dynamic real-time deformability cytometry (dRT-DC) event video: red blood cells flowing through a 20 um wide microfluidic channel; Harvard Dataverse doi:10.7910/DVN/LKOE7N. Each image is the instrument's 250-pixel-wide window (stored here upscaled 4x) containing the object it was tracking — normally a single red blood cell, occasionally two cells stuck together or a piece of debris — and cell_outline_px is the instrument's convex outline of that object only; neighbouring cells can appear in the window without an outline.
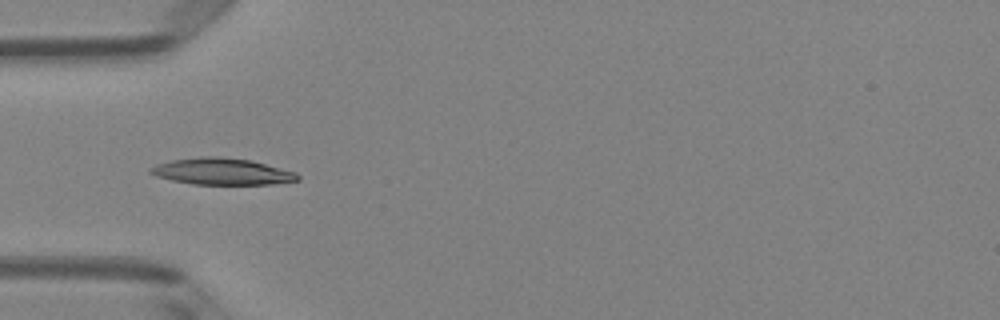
{"species": "Egyptian fruit bat (a non-hibernating species)", "species_latin": "Rousettus aegyptiacus", "temperature_condition": "room temperature", "stored_images_in_passage": 6, "camera_frame_rate_fps": 3000, "um_per_image_px": 0.085, "animal": {"sex": "female"}, "frame": {"image": 1, "passage_image": 4, "time_ms": 1.0, "image_size_px": [1000, 320], "cell_outline_px": [[300, 180], [272, 184], [192, 184], [172, 180], [156, 176], [148, 172], [148, 168], [156, 164], [172, 160], [200, 156], [216, 156], [252, 160], [296, 172], [300, 176]], "centroid_in_image_um": [18.86, 14.57], "position_along_channel_um": 66.1, "area_um2": 22.89}}
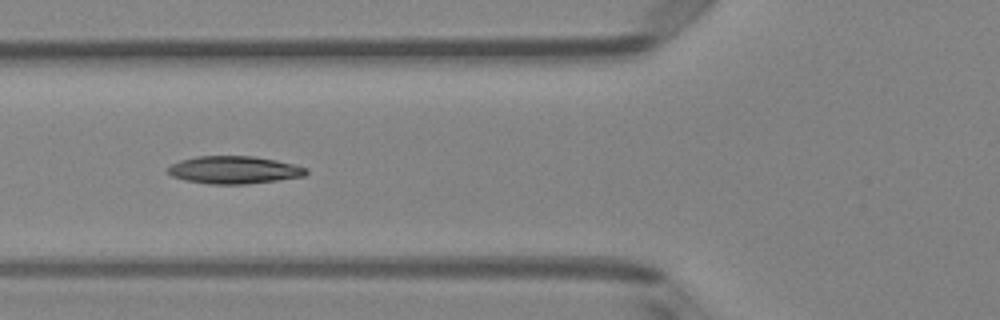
{"frame": {"image": 2, "passage_image": 5, "time_ms": 1.333, "image_size_px": [1000, 320], "cell_outline_px": [[308, 172], [304, 176], [248, 184], [208, 184], [184, 180], [172, 176], [168, 172], [168, 168], [172, 164], [180, 160], [196, 156], [252, 156], [276, 160], [308, 168]], "centroid_in_image_um": [19.88, 14.44], "position_along_channel_um": 105.9, "area_um2": 22.2}}
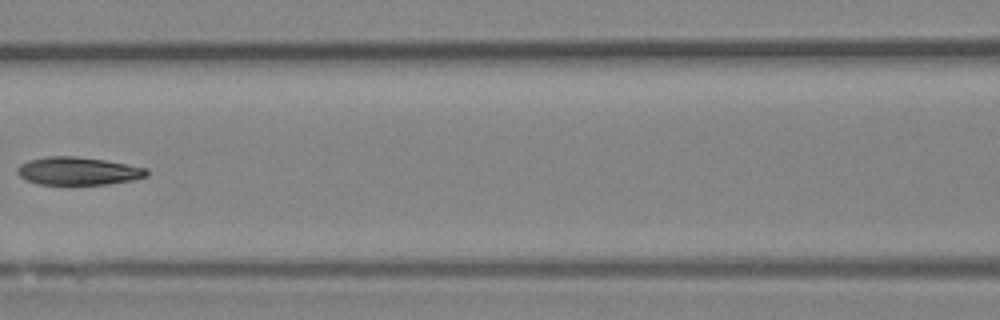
{"frame": {"image": 3, "passage_image": 6, "time_ms": 1.667, "image_size_px": [1000, 320], "cell_outline_px": [[148, 176], [132, 180], [108, 184], [40, 184], [28, 180], [20, 176], [16, 172], [16, 168], [20, 164], [28, 160], [48, 156], [76, 156], [104, 160], [128, 164], [148, 168]], "centroid_in_image_um": [6.65, 14.53], "position_along_channel_um": 160.0, "area_um2": 21.04}}